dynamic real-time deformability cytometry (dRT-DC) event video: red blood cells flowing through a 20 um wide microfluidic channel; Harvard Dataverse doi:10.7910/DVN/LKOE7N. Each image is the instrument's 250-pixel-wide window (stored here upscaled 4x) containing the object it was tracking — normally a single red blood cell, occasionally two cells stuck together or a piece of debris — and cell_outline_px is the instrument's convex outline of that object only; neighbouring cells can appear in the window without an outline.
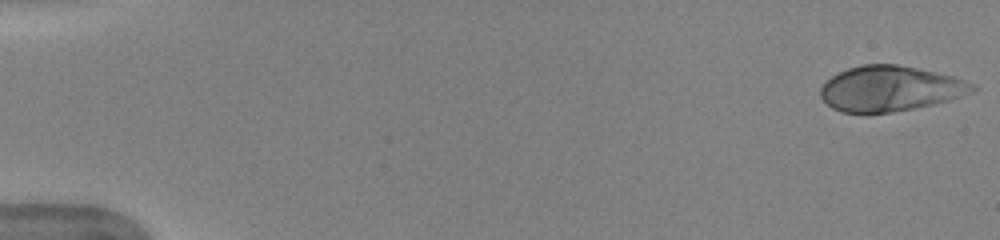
{"species": "human", "species_latin": "Homo sapiens", "temperature_condition": "warm", "stored_images_in_passage": 22, "camera_frame_rate_fps": 3000, "um_per_image_px": 0.085, "donor": {"sex": "female"}, "frame": {"image": 1, "passage_image": 1, "time_ms": 0.0, "image_size_px": [1000, 240], "cell_outline_px": [[980, 88], [972, 92], [948, 100], [932, 104], [892, 112], [840, 112], [832, 108], [820, 96], [820, 88], [832, 76], [848, 68], [864, 64], [896, 64], [936, 72], [952, 76], [976, 84]], "centroid_in_image_um": [75.68, 7.52], "position_along_channel_um": 9.3, "area_um2": 39.71}}
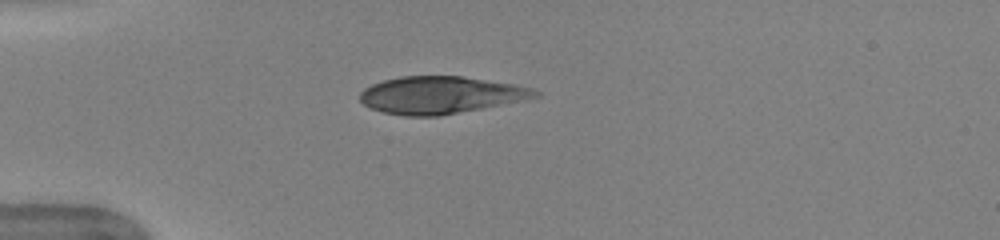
{"frame": {"image": 2, "passage_image": 14, "time_ms": 4.333, "image_size_px": [1000, 240], "cell_outline_px": [[540, 96], [524, 100], [440, 116], [404, 116], [384, 112], [372, 108], [364, 104], [360, 100], [360, 92], [364, 88], [372, 84], [384, 80], [400, 76], [460, 76], [512, 84], [532, 88], [540, 92]], "centroid_in_image_um": [37.43, 8.08], "position_along_channel_um": 47.6, "area_um2": 37.8}}
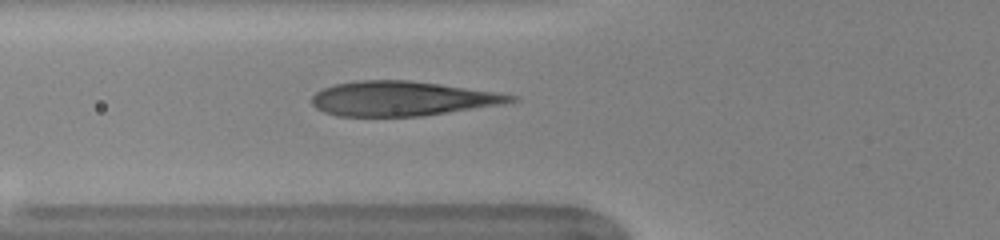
{"frame": {"image": 3, "passage_image": 19, "time_ms": 6.0, "image_size_px": [1000, 240], "cell_outline_px": [[520, 100], [504, 104], [424, 116], [336, 116], [324, 112], [316, 108], [312, 104], [312, 96], [316, 92], [324, 88], [336, 84], [356, 80], [408, 80], [440, 84], [496, 92], [516, 96]], "centroid_in_image_um": [34.19, 8.38], "position_along_channel_um": 91.6, "area_um2": 40.17}}